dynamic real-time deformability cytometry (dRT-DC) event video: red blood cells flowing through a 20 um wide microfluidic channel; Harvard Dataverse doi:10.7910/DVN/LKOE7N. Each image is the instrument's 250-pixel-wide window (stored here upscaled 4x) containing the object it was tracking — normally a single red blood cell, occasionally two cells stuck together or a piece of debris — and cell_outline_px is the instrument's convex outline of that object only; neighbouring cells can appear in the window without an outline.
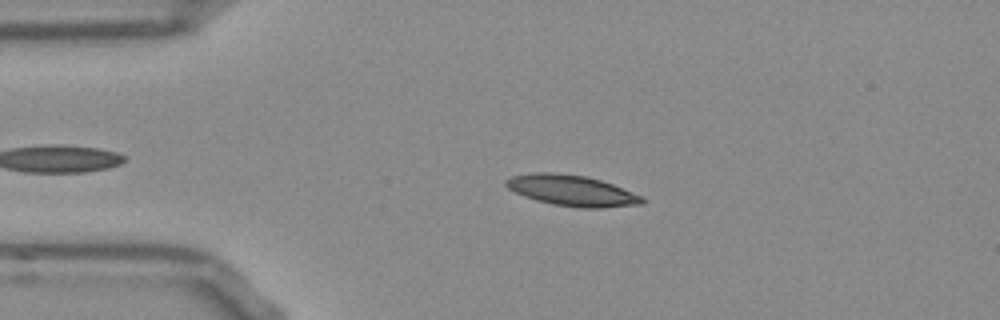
{"species": "Egyptian fruit bat (a non-hibernating species)", "species_latin": "Rousettus aegyptiacus", "temperature_condition": "room temperature", "stored_images_in_passage": 46, "camera_frame_rate_fps": 3000, "um_per_image_px": 0.085, "frame": {"image": 1, "passage_image": 10, "time_ms": 3.0, "image_size_px": [1000, 320], "cell_outline_px": [[644, 204], [600, 208], [580, 208], [552, 204], [536, 200], [524, 196], [508, 188], [504, 184], [504, 180], [512, 176], [540, 172], [556, 172], [588, 176], [612, 184], [644, 196]], "centroid_in_image_um": [48.63, 16.2], "position_along_channel_um": 36.4, "area_um2": 24.57}}
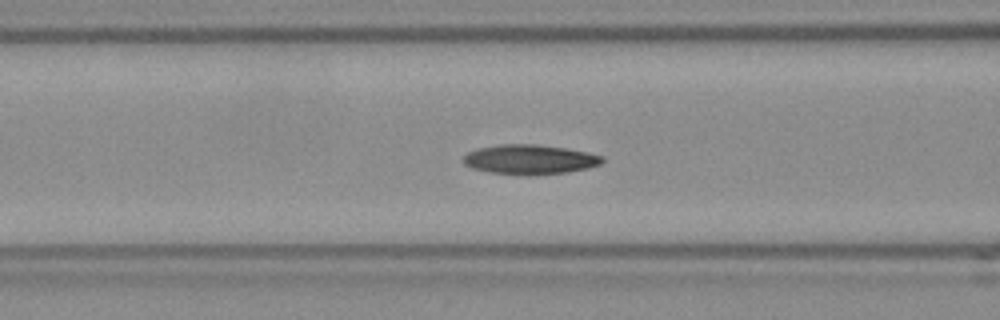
{"frame": {"image": 2, "passage_image": 19, "time_ms": 6.0, "image_size_px": [1000, 320], "cell_outline_px": [[604, 160], [600, 164], [588, 168], [568, 172], [528, 176], [524, 176], [488, 172], [472, 168], [464, 164], [464, 156], [468, 152], [476, 148], [500, 144], [536, 144], [564, 148], [588, 152], [604, 156]], "centroid_in_image_um": [45.03, 13.56], "position_along_channel_um": 121.6, "area_um2": 24.28}}
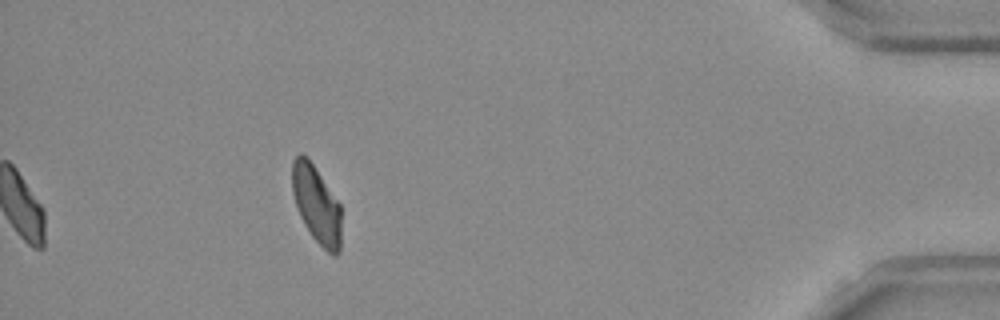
{"frame": {"image": 3, "passage_image": 46, "time_ms": 15.0, "image_size_px": [1000, 320], "cell_outline_px": [[340, 252], [336, 256], [332, 256], [312, 236], [304, 224], [296, 208], [292, 192], [292, 160], [300, 152], [312, 164], [340, 204]], "centroid_in_image_um": [26.88, 17.41], "position_along_channel_um": 408.3, "area_um2": 21.91}, "authors_computed_cell_mechanics": {"area_um2": 23.12, "velocity_mm_per_s": 3.8453, "shape_relaxation_time_tau1_ms": null, "shape_relaxation_time_tau2_ms": 10.7317, "deformation_change_tau1": null, "deformation_change_tau2": 0.1859}}